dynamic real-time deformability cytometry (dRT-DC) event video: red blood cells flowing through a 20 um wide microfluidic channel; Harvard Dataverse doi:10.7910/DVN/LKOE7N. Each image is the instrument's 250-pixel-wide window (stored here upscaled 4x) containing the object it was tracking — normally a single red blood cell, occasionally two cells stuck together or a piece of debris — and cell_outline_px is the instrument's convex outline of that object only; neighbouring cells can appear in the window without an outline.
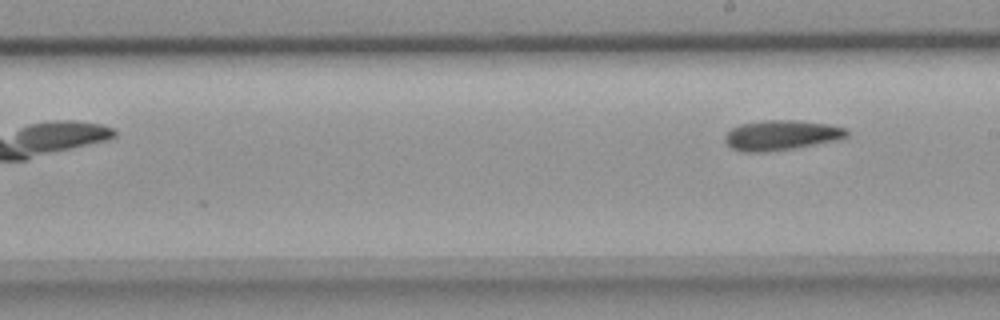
{"species": "common noctule bat (a hibernating species)", "species_latin": "Nyctalus noctula", "temperature_condition": "room temperature", "stored_images_in_passage": 8, "camera_frame_rate_fps": 3000, "um_per_image_px": 0.085, "animal": {"sex": "female", "body_mass_g": 18.4}, "frame": {"image": 1, "passage_image": 8, "time_ms": 2.333, "image_size_px": [1000, 320], "cell_outline_px": [[848, 136], [840, 140], [768, 152], [740, 152], [732, 148], [724, 140], [724, 136], [732, 128], [740, 124], [764, 120], [796, 120], [828, 124], [848, 128]], "centroid_in_image_um": [66.43, 11.49], "position_along_channel_um": 222.6, "area_um2": 21.44}}